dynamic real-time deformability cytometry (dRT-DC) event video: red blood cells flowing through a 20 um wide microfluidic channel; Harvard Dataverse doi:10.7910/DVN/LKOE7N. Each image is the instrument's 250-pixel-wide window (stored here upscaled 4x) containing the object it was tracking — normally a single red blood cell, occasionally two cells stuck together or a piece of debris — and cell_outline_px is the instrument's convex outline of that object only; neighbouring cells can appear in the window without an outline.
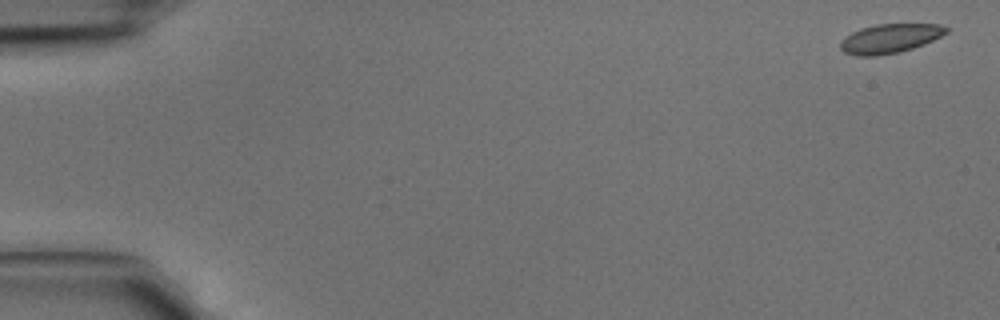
{"species": "common noctule bat (a hibernating species)", "species_latin": "Nyctalus noctula", "temperature_condition": "cold", "stored_images_in_passage": 5, "camera_frame_rate_fps": 3000, "um_per_image_px": 0.085, "animal": {"sex": "male", "body_mass_g": 15.6}, "frame": {"image": 1, "passage_image": 1, "time_ms": 0.0, "image_size_px": [1000, 320], "cell_outline_px": [[948, 32], [924, 44], [900, 52], [876, 56], [856, 56], [844, 52], [840, 48], [840, 40], [844, 36], [860, 28], [876, 24], [940, 24], [948, 28]], "centroid_in_image_um": [75.6, 3.27], "position_along_channel_um": 9.4, "area_um2": 18.09}}
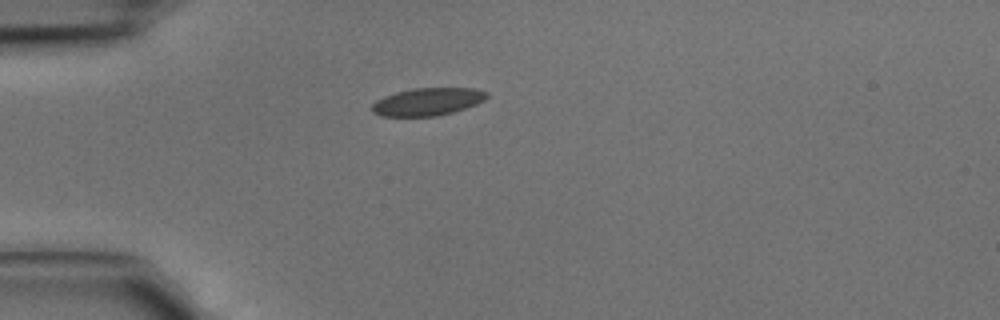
{"frame": {"image": 2, "passage_image": 4, "time_ms": 1.0, "image_size_px": [1000, 320], "cell_outline_px": [[488, 96], [484, 100], [476, 104], [452, 112], [436, 116], [380, 116], [372, 112], [372, 104], [376, 100], [384, 96], [396, 92], [412, 88], [476, 88], [488, 92]], "centroid_in_image_um": [36.33, 8.64], "position_along_channel_um": 48.7, "area_um2": 18.5}}